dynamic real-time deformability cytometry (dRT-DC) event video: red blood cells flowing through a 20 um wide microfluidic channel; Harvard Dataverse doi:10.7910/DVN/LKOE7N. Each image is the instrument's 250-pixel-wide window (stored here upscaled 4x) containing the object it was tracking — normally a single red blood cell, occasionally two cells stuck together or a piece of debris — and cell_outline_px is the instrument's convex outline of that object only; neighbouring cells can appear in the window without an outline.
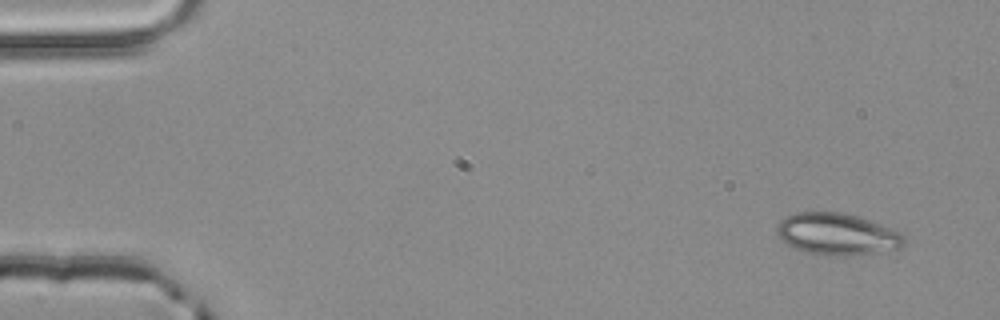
{"species": "common noctule bat (a hibernating species)", "species_latin": "Nyctalus noctula", "temperature_condition": "room temperature", "stored_images_in_passage": 4, "camera_frame_rate_fps": 3000, "um_per_image_px": 0.085, "animal": {"sex": "male", "body_mass_g": 20.4}, "frame": {"image": 1, "passage_image": 1, "time_ms": 0.0, "image_size_px": [1000, 320], "cell_outline_px": [[904, 244], [900, 248], [880, 252], [848, 256], [824, 256], [804, 252], [788, 244], [776, 232], [776, 228], [780, 220], [796, 212], [840, 212], [856, 216], [880, 224], [900, 232], [904, 236]], "centroid_in_image_um": [71.16, 19.92], "position_along_channel_um": 13.8, "area_um2": 30.92}}